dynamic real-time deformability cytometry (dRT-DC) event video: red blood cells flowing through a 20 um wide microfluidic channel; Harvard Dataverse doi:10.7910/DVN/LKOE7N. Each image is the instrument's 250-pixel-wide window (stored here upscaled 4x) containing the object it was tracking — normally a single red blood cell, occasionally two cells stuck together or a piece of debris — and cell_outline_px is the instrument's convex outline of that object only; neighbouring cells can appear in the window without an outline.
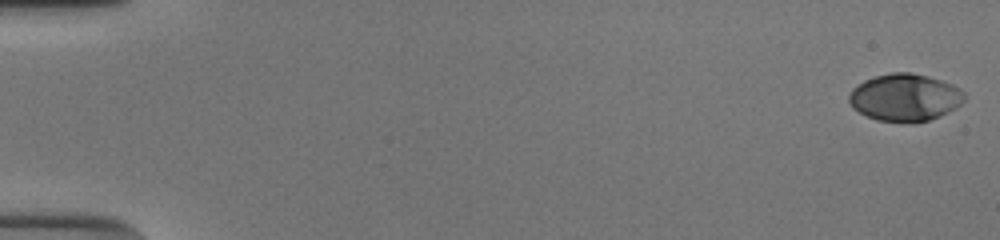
{"species": "human", "species_latin": "Homo sapiens", "temperature_condition": "cold", "stored_images_in_passage": 54, "camera_frame_rate_fps": 3000, "um_per_image_px": 0.085, "donor": {"sex": "male"}, "frame": {"image": 1, "passage_image": 1, "time_ms": 0.0, "image_size_px": [1000, 240], "cell_outline_px": [[964, 100], [960, 104], [948, 112], [940, 116], [928, 120], [876, 120], [852, 108], [848, 100], [848, 92], [856, 84], [864, 80], [876, 76], [892, 72], [912, 72], [928, 76], [952, 84], [960, 88], [964, 92]], "centroid_in_image_um": [76.88, 8.24], "position_along_channel_um": 8.1, "area_um2": 31.44}}
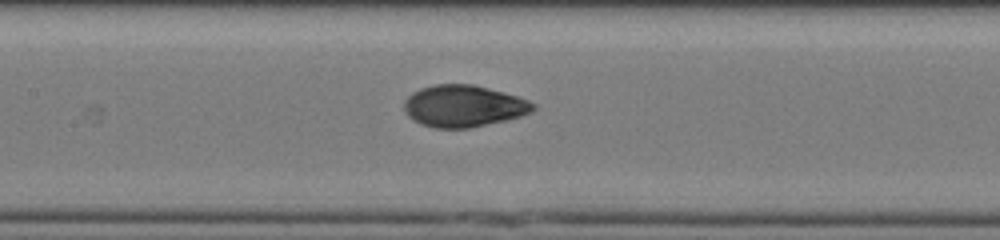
{"frame": {"image": 2, "passage_image": 27, "time_ms": 8.667, "image_size_px": [1000, 240], "cell_outline_px": [[536, 108], [532, 112], [520, 116], [504, 120], [468, 128], [436, 128], [420, 124], [412, 120], [404, 112], [404, 100], [412, 92], [420, 88], [436, 84], [472, 84], [504, 92], [528, 100], [536, 104]], "centroid_in_image_um": [39.37, 9.01], "position_along_channel_um": 168.0, "area_um2": 31.44}}
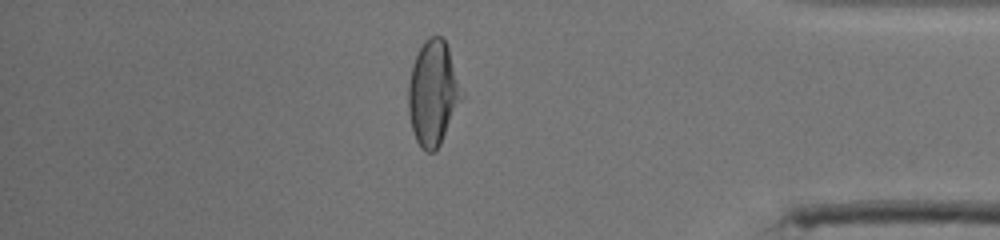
{"frame": {"image": 3, "passage_image": 47, "time_ms": 15.333, "image_size_px": [1000, 240], "cell_outline_px": [[464, 96], [440, 144], [432, 152], [424, 152], [420, 148], [416, 140], [412, 128], [408, 112], [408, 84], [412, 64], [424, 40], [428, 36], [440, 36], [444, 40], [448, 48]], "centroid_in_image_um": [36.79, 7.93], "position_along_channel_um": 398.4, "area_um2": 32.43}, "authors_computed_cell_mechanics": {"area_um2": 31.4432, "velocity_mm_per_s": 3.8525, "shape_relaxation_time_tau1_ms": 3.4957, "shape_relaxation_time_tau2_ms": 0.8857, "deformation_change_tau1": 0.2002, "deformation_change_tau2": 0.0447}}